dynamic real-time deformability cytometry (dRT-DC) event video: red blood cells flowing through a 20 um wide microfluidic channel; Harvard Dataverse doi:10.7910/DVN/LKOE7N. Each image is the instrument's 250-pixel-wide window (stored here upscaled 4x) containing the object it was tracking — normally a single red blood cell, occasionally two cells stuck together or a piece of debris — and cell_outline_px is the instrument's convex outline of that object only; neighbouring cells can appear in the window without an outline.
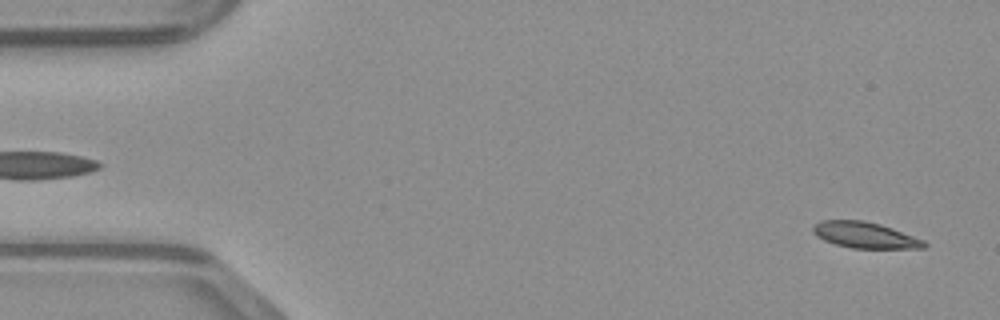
{"species": "common noctule bat (a hibernating species)", "species_latin": "Nyctalus noctula", "temperature_condition": "warm", "stored_images_in_passage": 48, "camera_frame_rate_fps": 3000, "um_per_image_px": 0.085, "animal": {"sex": "male", "body_mass_g": 23.1, "forearm_length_mm": 52.7}, "frame": {"image": 1, "passage_image": 2, "time_ms": 0.333, "image_size_px": [1000, 320], "cell_outline_px": [[928, 244], [924, 248], [852, 248], [836, 244], [824, 240], [816, 236], [812, 232], [812, 224], [820, 220], [864, 220], [880, 224], [892, 228], [924, 240]], "centroid_in_image_um": [73.48, 19.97], "position_along_channel_um": 11.5, "area_um2": 16.94}}
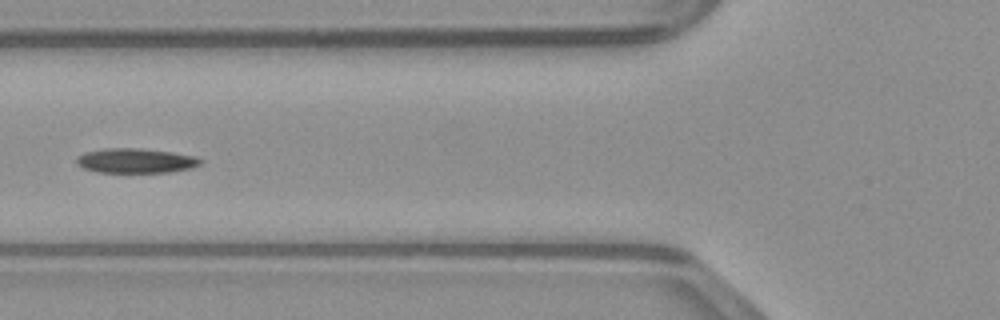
{"frame": {"image": 2, "passage_image": 18, "time_ms": 5.667, "image_size_px": [1000, 320], "cell_outline_px": [[204, 160], [200, 164], [192, 168], [172, 172], [96, 172], [84, 168], [76, 164], [76, 160], [80, 156], [88, 152], [104, 148], [136, 148], [172, 152], [192, 156]], "centroid_in_image_um": [11.56, 13.67], "position_along_channel_um": 114.2, "area_um2": 17.63}}
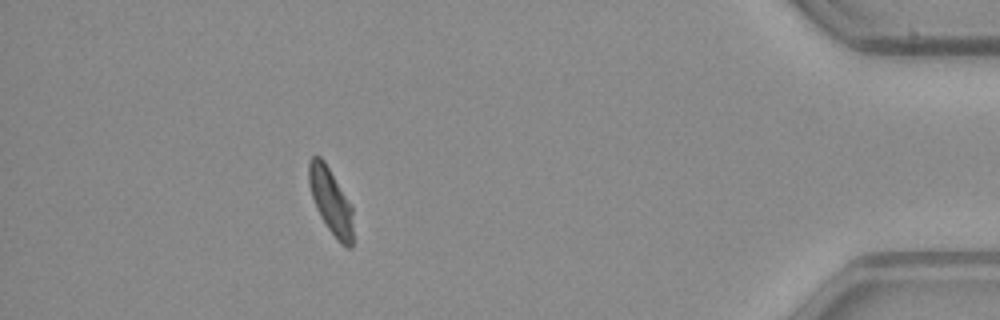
{"frame": {"image": 3, "passage_image": 43, "time_ms": 14.0, "image_size_px": [1000, 320], "cell_outline_px": [[352, 248], [348, 248], [340, 244], [328, 228], [320, 216], [316, 208], [312, 196], [308, 180], [308, 164], [312, 156], [320, 156], [324, 160], [352, 204]], "centroid_in_image_um": [28.12, 17.08], "position_along_channel_um": 407.1, "area_um2": 17.05}}